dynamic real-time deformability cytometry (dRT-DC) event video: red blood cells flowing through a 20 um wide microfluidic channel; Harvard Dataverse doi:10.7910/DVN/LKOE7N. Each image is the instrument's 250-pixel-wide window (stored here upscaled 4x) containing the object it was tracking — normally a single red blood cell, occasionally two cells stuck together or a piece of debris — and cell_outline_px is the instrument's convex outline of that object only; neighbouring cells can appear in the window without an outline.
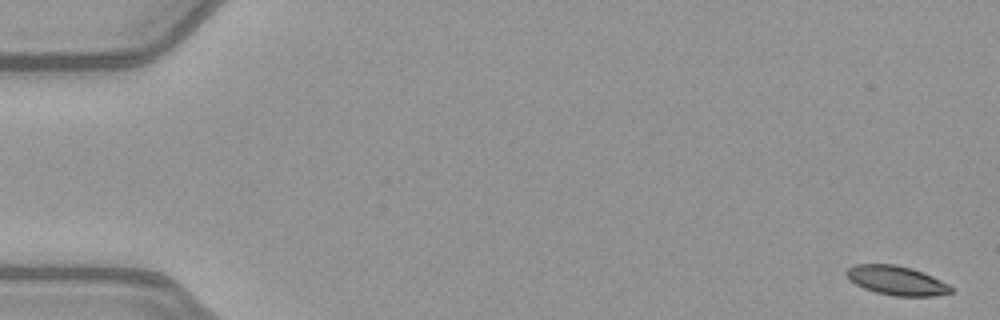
{"species": "common noctule bat (a hibernating species)", "species_latin": "Nyctalus noctula", "temperature_condition": "warm", "stored_images_in_passage": 53, "camera_frame_rate_fps": 3000, "um_per_image_px": 0.085, "animal": {"sex": "female", "body_mass_g": 21.9}, "frame": {"image": 1, "passage_image": 1, "time_ms": 0.0, "image_size_px": [1000, 320], "cell_outline_px": [[952, 292], [932, 296], [896, 296], [876, 292], [864, 288], [848, 280], [848, 268], [856, 264], [896, 264], [912, 268], [932, 276], [948, 284], [952, 288]], "centroid_in_image_um": [76.21, 23.84], "position_along_channel_um": 8.8, "area_um2": 17.57}}
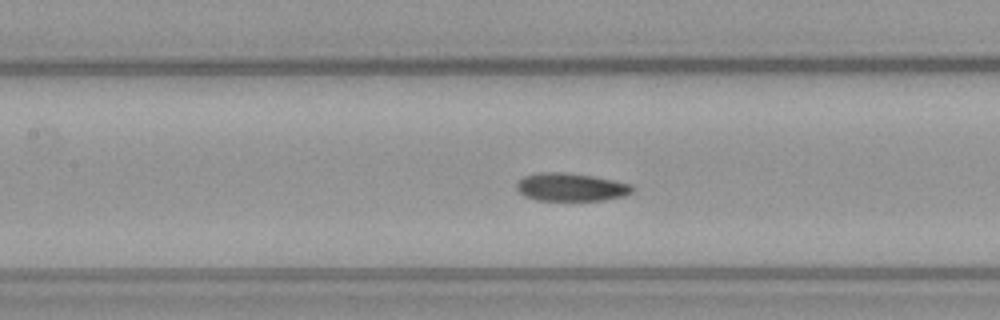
{"frame": {"image": 2, "passage_image": 24, "time_ms": 7.667, "image_size_px": [1000, 320], "cell_outline_px": [[632, 192], [624, 196], [604, 200], [536, 200], [524, 196], [516, 188], [516, 184], [524, 176], [540, 172], [564, 172], [592, 176], [632, 184]], "centroid_in_image_um": [48.51, 15.9], "position_along_channel_um": 158.9, "area_um2": 18.79}}
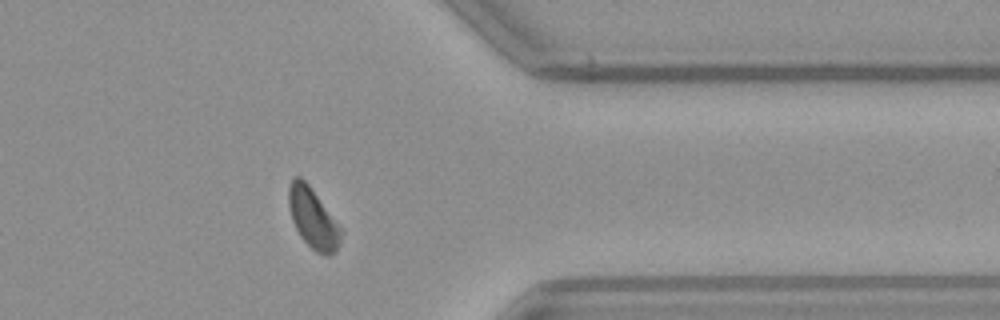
{"frame": {"image": 3, "passage_image": 42, "time_ms": 13.667, "image_size_px": [1000, 320], "cell_outline_px": [[344, 232], [336, 252], [328, 256], [324, 256], [316, 252], [300, 236], [292, 220], [288, 208], [288, 184], [296, 176], [300, 176], [308, 184]], "centroid_in_image_um": [26.6, 18.58], "position_along_channel_um": 384.8, "area_um2": 18.32}, "authors_computed_cell_mechanics": {"area_um2": 18.9006, "velocity_mm_per_s": 3.9768, "shape_relaxation_time_tau1_ms": 7.5293, "shape_relaxation_time_tau2_ms": null, "deformation_change_tau1": 0.1407, "deformation_change_tau2": null}}